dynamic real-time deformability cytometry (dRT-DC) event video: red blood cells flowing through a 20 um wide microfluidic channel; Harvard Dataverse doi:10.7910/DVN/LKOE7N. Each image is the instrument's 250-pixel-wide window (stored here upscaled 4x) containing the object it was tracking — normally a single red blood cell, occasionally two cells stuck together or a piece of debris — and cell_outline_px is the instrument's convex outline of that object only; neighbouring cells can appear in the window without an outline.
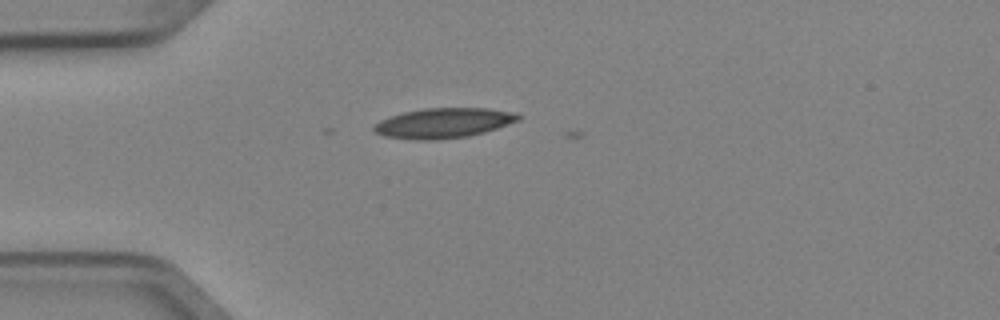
{"species": "Egyptian fruit bat (a non-hibernating species)", "species_latin": "Rousettus aegyptiacus", "temperature_condition": "cold", "stored_images_in_passage": 3, "camera_frame_rate_fps": 3000, "um_per_image_px": 0.085, "animal": {"sex": "female"}, "frame": {"image": 1, "passage_image": 2, "time_ms": 0.333, "image_size_px": [1000, 320], "cell_outline_px": [[520, 120], [484, 132], [468, 136], [436, 140], [416, 140], [384, 136], [376, 132], [372, 128], [380, 120], [388, 116], [404, 112], [424, 108], [488, 108], [516, 112], [520, 116]], "centroid_in_image_um": [37.7, 10.45], "position_along_channel_um": 47.3, "area_um2": 25.26}}